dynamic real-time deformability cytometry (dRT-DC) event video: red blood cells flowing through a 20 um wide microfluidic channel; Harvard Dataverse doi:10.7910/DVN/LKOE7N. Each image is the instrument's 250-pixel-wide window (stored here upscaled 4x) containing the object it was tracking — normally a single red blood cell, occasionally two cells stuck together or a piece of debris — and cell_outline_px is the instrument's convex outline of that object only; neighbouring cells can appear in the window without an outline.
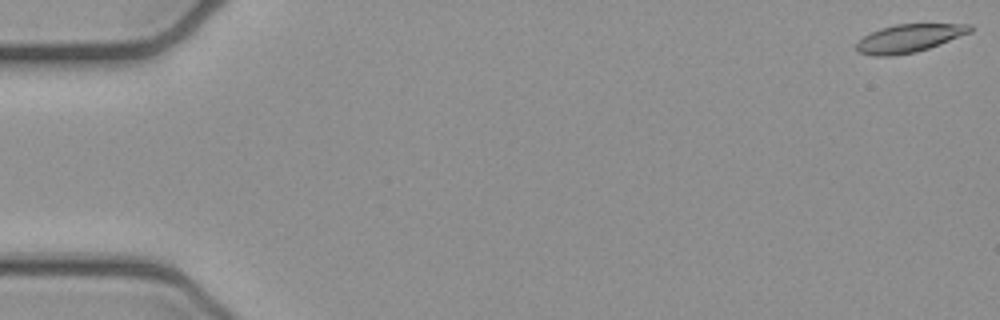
{"species": "common noctule bat (a hibernating species)", "species_latin": "Nyctalus noctula", "temperature_condition": "cold", "stored_images_in_passage": 53, "camera_frame_rate_fps": 3000, "um_per_image_px": 0.085, "animal": {"sex": "female", "body_mass_g": 21.9}, "frame": {"image": 1, "passage_image": 1, "time_ms": 0.0, "image_size_px": [1000, 320], "cell_outline_px": [[972, 32], [928, 48], [916, 52], [892, 56], [872, 56], [856, 52], [856, 44], [864, 36], [880, 28], [896, 24], [972, 24]], "centroid_in_image_um": [77.25, 3.26], "position_along_channel_um": 7.7, "area_um2": 18.55}}
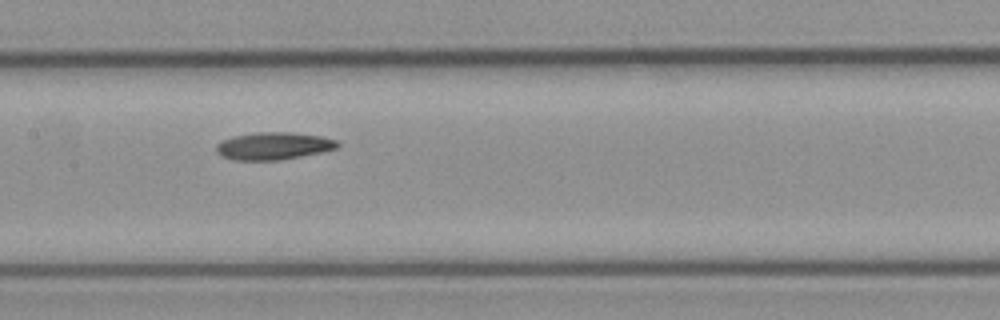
{"frame": {"image": 2, "passage_image": 26, "time_ms": 8.333, "image_size_px": [1000, 320], "cell_outline_px": [[340, 144], [336, 148], [320, 152], [280, 160], [232, 160], [220, 156], [216, 152], [216, 144], [232, 136], [256, 132], [292, 132], [320, 136], [336, 140]], "centroid_in_image_um": [23.2, 12.4], "position_along_channel_um": 184.2, "area_um2": 19.36}}
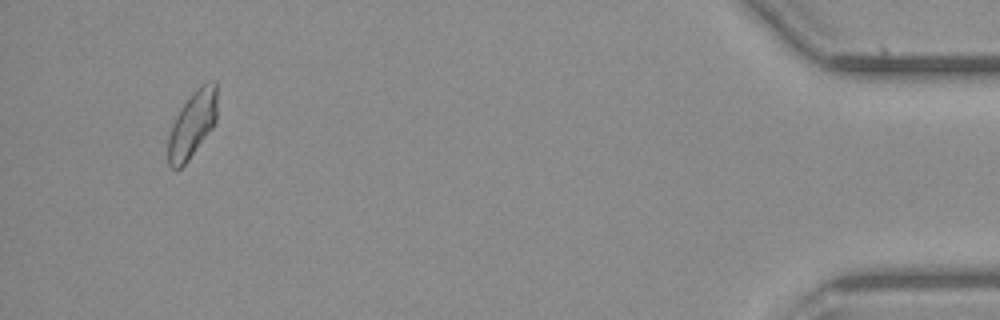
{"frame": {"image": 3, "passage_image": 50, "time_ms": 16.333, "image_size_px": [1000, 320], "cell_outline_px": [[216, 120], [212, 128], [188, 160], [180, 168], [172, 168], [168, 164], [168, 136], [172, 124], [180, 108], [192, 92], [208, 80], [216, 80]], "centroid_in_image_um": [16.34, 10.54], "position_along_channel_um": 418.9, "area_um2": 18.84}, "authors_computed_cell_mechanics": {"area_um2": 19.1318, "velocity_mm_per_s": 3.9089, "shape_relaxation_time_tau1_ms": 10.2093, "shape_relaxation_time_tau2_ms": null, "deformation_change_tau1": 0.1954, "deformation_change_tau2": null}}